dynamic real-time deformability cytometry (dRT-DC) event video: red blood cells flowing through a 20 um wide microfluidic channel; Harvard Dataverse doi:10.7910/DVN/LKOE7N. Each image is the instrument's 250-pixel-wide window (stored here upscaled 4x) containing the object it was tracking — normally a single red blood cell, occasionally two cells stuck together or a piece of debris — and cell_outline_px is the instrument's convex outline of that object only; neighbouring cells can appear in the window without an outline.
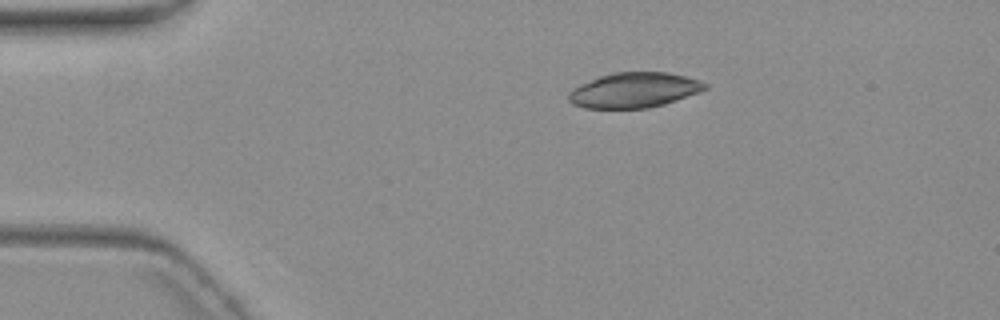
{"species": "common noctule bat (a hibernating species)", "species_latin": "Nyctalus noctula", "temperature_condition": "warm", "stored_images_in_passage": 3, "camera_frame_rate_fps": 3000, "um_per_image_px": 0.085, "animal": {"sex": "female", "body_mass_g": 19.3, "forearm_length_mm": 54.1}, "frame": {"image": 1, "passage_image": 1, "time_ms": 0.0, "image_size_px": [1000, 320], "cell_outline_px": [[708, 88], [700, 92], [664, 104], [648, 108], [584, 108], [572, 104], [568, 100], [568, 92], [572, 88], [580, 84], [600, 76], [612, 72], [668, 72], [700, 80], [708, 84]], "centroid_in_image_um": [53.89, 7.66], "position_along_channel_um": 31.1, "area_um2": 28.03}}